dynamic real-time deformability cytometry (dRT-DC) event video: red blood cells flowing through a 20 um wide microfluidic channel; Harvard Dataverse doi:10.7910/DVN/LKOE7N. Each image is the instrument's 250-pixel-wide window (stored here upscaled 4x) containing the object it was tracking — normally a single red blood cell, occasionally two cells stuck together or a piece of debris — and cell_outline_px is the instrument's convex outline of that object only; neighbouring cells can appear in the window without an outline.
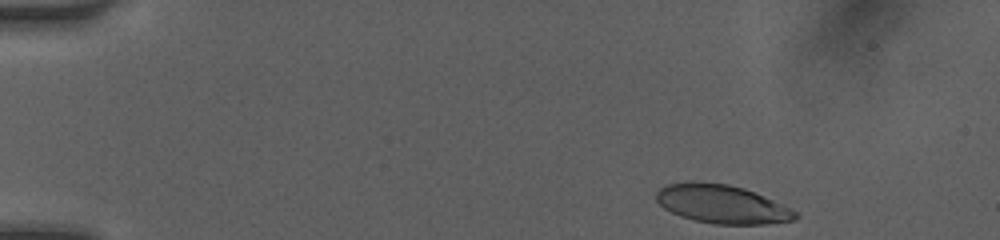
{"species": "human", "species_latin": "Homo sapiens", "temperature_condition": "room temperature", "stored_images_in_passage": 13, "camera_frame_rate_fps": 3000, "um_per_image_px": 0.085, "donor": {"sex": "female"}, "frame": {"image": 1, "passage_image": 1, "time_ms": 0.0, "image_size_px": [1000, 240], "cell_outline_px": [[800, 216], [796, 220], [764, 224], [716, 224], [696, 220], [680, 216], [664, 208], [656, 200], [656, 192], [660, 188], [668, 184], [692, 180], [728, 184], [744, 188], [772, 200], [796, 212]], "centroid_in_image_um": [61.33, 17.34], "position_along_channel_um": 23.7, "area_um2": 31.1}}
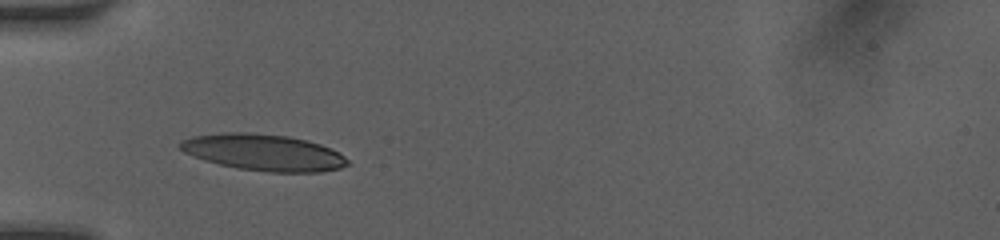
{"frame": {"image": 2, "passage_image": 10, "time_ms": 3.333, "image_size_px": [1000, 240], "cell_outline_px": [[348, 164], [340, 168], [320, 172], [268, 172], [236, 168], [204, 160], [192, 156], [184, 152], [180, 148], [180, 140], [192, 136], [224, 132], [252, 132], [288, 136], [320, 144], [332, 148], [340, 152], [348, 160]], "centroid_in_image_um": [22.39, 12.95], "position_along_channel_um": 62.6, "area_um2": 35.72}}
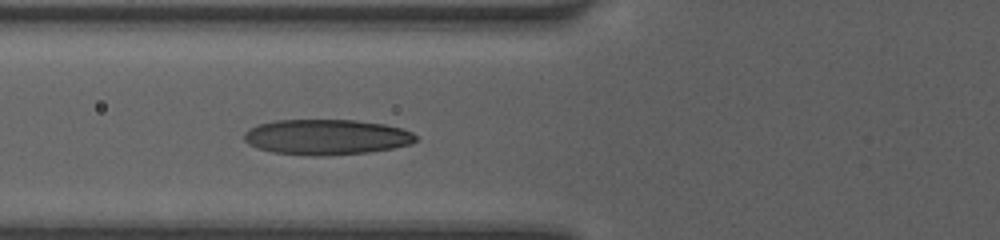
{"frame": {"image": 3, "passage_image": 13, "time_ms": 4.333, "image_size_px": [1000, 240], "cell_outline_px": [[416, 140], [408, 144], [392, 148], [368, 152], [320, 156], [272, 152], [256, 148], [248, 144], [244, 140], [244, 132], [248, 128], [256, 124], [276, 120], [356, 120], [384, 124], [400, 128], [412, 132], [416, 136]], "centroid_in_image_um": [27.68, 11.64], "position_along_channel_um": 98.1, "area_um2": 35.37}}